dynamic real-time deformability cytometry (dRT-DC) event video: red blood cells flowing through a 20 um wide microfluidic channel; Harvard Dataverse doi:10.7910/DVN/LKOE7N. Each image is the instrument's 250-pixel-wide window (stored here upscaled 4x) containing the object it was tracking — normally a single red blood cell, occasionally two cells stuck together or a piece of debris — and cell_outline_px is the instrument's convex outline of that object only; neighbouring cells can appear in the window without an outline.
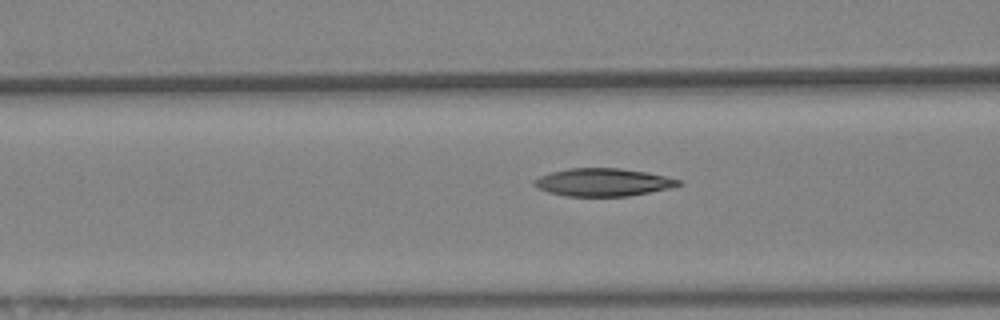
{"species": "Egyptian fruit bat (a non-hibernating species)", "species_latin": "Rousettus aegyptiacus", "temperature_condition": "warm", "stored_images_in_passage": 55, "camera_frame_rate_fps": 3000, "um_per_image_px": 0.085, "animal": {"sex": "female"}, "frame": {"image": 1, "passage_image": 22, "time_ms": 7.0, "image_size_px": [1000, 320], "cell_outline_px": [[684, 184], [668, 188], [628, 196], [568, 196], [548, 192], [536, 188], [532, 184], [532, 180], [540, 176], [552, 172], [568, 168], [620, 168], [648, 172], [680, 180]], "centroid_in_image_um": [51.22, 15.49], "position_along_channel_um": 115.4, "area_um2": 23.35}}
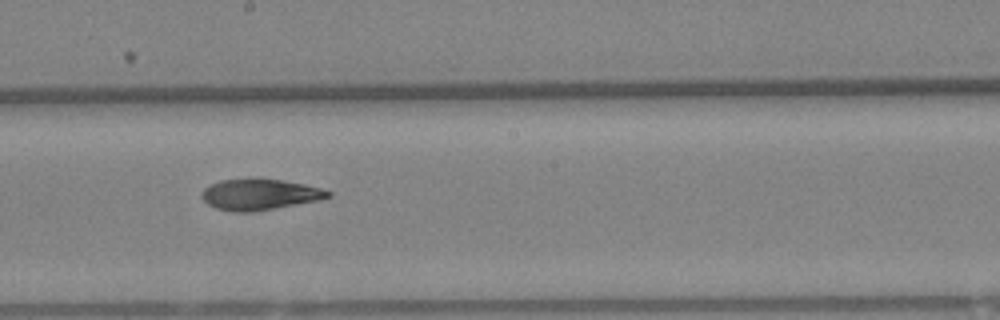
{"frame": {"image": 2, "passage_image": 31, "time_ms": 10.0, "image_size_px": [1000, 320], "cell_outline_px": [[332, 196], [316, 200], [276, 208], [252, 212], [232, 212], [216, 208], [208, 204], [200, 196], [200, 192], [204, 188], [220, 180], [256, 176], [304, 184], [320, 188], [332, 192]], "centroid_in_image_um": [22.01, 16.5], "position_along_channel_um": 226.2, "area_um2": 23.18}}
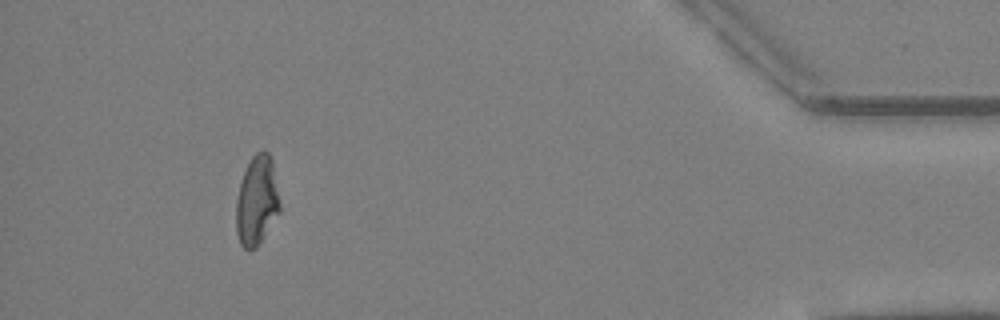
{"frame": {"image": 3, "passage_image": 51, "time_ms": 16.667, "image_size_px": [1000, 320], "cell_outline_px": [[280, 212], [256, 248], [244, 248], [240, 244], [236, 232], [236, 204], [240, 184], [244, 172], [252, 156], [256, 152], [264, 148], [268, 152], [272, 160], [280, 204]], "centroid_in_image_um": [21.83, 17.04], "position_along_channel_um": 413.4, "area_um2": 22.66}, "authors_computed_cell_mechanics": {"area_um2": 23.4668, "velocity_mm_per_s": 3.7161, "shape_relaxation_time_tau1_ms": null, "shape_relaxation_time_tau2_ms": 5.9373, "deformation_change_tau1": null, "deformation_change_tau2": 0.1415}}